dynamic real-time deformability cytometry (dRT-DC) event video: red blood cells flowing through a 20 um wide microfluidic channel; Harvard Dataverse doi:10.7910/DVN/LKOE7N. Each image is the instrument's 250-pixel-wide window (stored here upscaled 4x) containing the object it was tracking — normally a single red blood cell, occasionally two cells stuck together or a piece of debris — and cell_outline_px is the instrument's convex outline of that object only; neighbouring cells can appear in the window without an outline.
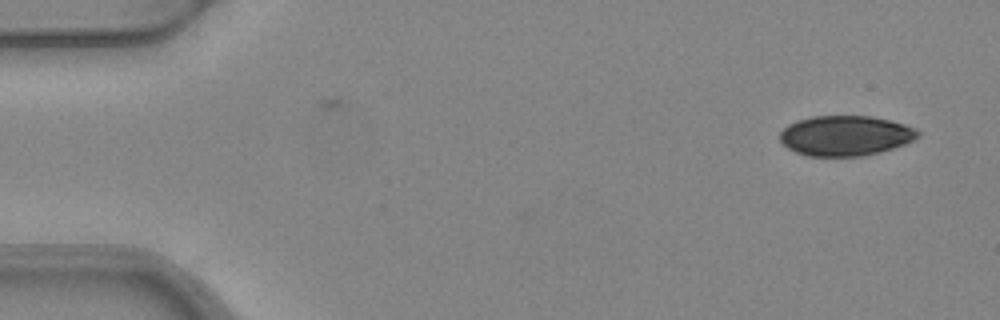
{"species": "common noctule bat (a hibernating species)", "species_latin": "Nyctalus noctula", "temperature_condition": "warm", "stored_images_in_passage": 2, "camera_frame_rate_fps": 3000, "um_per_image_px": 0.085, "animal": {"sex": "female", "body_mass_g": 24.6, "forearm_length_mm": 56.2}, "frame": {"image": 1, "passage_image": 2, "time_ms": 0.333, "image_size_px": [1000, 320], "cell_outline_px": [[920, 136], [904, 144], [880, 152], [864, 156], [808, 156], [796, 152], [788, 148], [780, 140], [780, 132], [788, 124], [812, 116], [872, 116], [904, 124], [916, 128], [920, 132]], "centroid_in_image_um": [71.87, 11.53], "position_along_channel_um": 13.1, "area_um2": 32.19}}